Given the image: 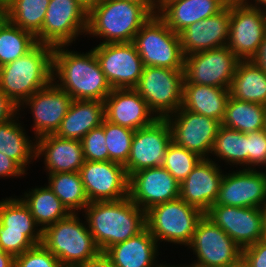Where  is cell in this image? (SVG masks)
<instances>
[{
	"instance_id": "1",
	"label": "cell",
	"mask_w": 266,
	"mask_h": 267,
	"mask_svg": "<svg viewBox=\"0 0 266 267\" xmlns=\"http://www.w3.org/2000/svg\"><path fill=\"white\" fill-rule=\"evenodd\" d=\"M65 48V45L53 48V82L73 100L104 102L113 88L103 73L93 49L83 54Z\"/></svg>"
},
{
	"instance_id": "2",
	"label": "cell",
	"mask_w": 266,
	"mask_h": 267,
	"mask_svg": "<svg viewBox=\"0 0 266 267\" xmlns=\"http://www.w3.org/2000/svg\"><path fill=\"white\" fill-rule=\"evenodd\" d=\"M90 233L101 252L137 235L145 227V211L130 198L90 202L84 209Z\"/></svg>"
},
{
	"instance_id": "3",
	"label": "cell",
	"mask_w": 266,
	"mask_h": 267,
	"mask_svg": "<svg viewBox=\"0 0 266 267\" xmlns=\"http://www.w3.org/2000/svg\"><path fill=\"white\" fill-rule=\"evenodd\" d=\"M53 48L38 43L24 56L0 67V89L18 107L53 81Z\"/></svg>"
},
{
	"instance_id": "4",
	"label": "cell",
	"mask_w": 266,
	"mask_h": 267,
	"mask_svg": "<svg viewBox=\"0 0 266 267\" xmlns=\"http://www.w3.org/2000/svg\"><path fill=\"white\" fill-rule=\"evenodd\" d=\"M152 16L140 5L124 0H101L88 11L86 34L104 39L100 44L133 42Z\"/></svg>"
},
{
	"instance_id": "5",
	"label": "cell",
	"mask_w": 266,
	"mask_h": 267,
	"mask_svg": "<svg viewBox=\"0 0 266 267\" xmlns=\"http://www.w3.org/2000/svg\"><path fill=\"white\" fill-rule=\"evenodd\" d=\"M70 213L66 218L46 227L42 232V243L63 267L77 265L94 258L101 251L93 235L77 215Z\"/></svg>"
},
{
	"instance_id": "6",
	"label": "cell",
	"mask_w": 266,
	"mask_h": 267,
	"mask_svg": "<svg viewBox=\"0 0 266 267\" xmlns=\"http://www.w3.org/2000/svg\"><path fill=\"white\" fill-rule=\"evenodd\" d=\"M204 213L180 197L159 203L145 212L146 228L154 239L188 246Z\"/></svg>"
},
{
	"instance_id": "7",
	"label": "cell",
	"mask_w": 266,
	"mask_h": 267,
	"mask_svg": "<svg viewBox=\"0 0 266 267\" xmlns=\"http://www.w3.org/2000/svg\"><path fill=\"white\" fill-rule=\"evenodd\" d=\"M133 43L143 66L184 70V55L178 33L158 16H152L138 31Z\"/></svg>"
},
{
	"instance_id": "8",
	"label": "cell",
	"mask_w": 266,
	"mask_h": 267,
	"mask_svg": "<svg viewBox=\"0 0 266 267\" xmlns=\"http://www.w3.org/2000/svg\"><path fill=\"white\" fill-rule=\"evenodd\" d=\"M184 70L144 66L134 89L158 119H165L182 107Z\"/></svg>"
},
{
	"instance_id": "9",
	"label": "cell",
	"mask_w": 266,
	"mask_h": 267,
	"mask_svg": "<svg viewBox=\"0 0 266 267\" xmlns=\"http://www.w3.org/2000/svg\"><path fill=\"white\" fill-rule=\"evenodd\" d=\"M87 16L88 11L76 0H50L36 40L53 47H68L79 34L86 35Z\"/></svg>"
},
{
	"instance_id": "10",
	"label": "cell",
	"mask_w": 266,
	"mask_h": 267,
	"mask_svg": "<svg viewBox=\"0 0 266 267\" xmlns=\"http://www.w3.org/2000/svg\"><path fill=\"white\" fill-rule=\"evenodd\" d=\"M195 262L208 267H234L242 262V249L204 214L188 245Z\"/></svg>"
},
{
	"instance_id": "11",
	"label": "cell",
	"mask_w": 266,
	"mask_h": 267,
	"mask_svg": "<svg viewBox=\"0 0 266 267\" xmlns=\"http://www.w3.org/2000/svg\"><path fill=\"white\" fill-rule=\"evenodd\" d=\"M240 60L228 46L184 57V81L191 84L230 88Z\"/></svg>"
},
{
	"instance_id": "12",
	"label": "cell",
	"mask_w": 266,
	"mask_h": 267,
	"mask_svg": "<svg viewBox=\"0 0 266 267\" xmlns=\"http://www.w3.org/2000/svg\"><path fill=\"white\" fill-rule=\"evenodd\" d=\"M266 34V11L241 3H230L227 46L240 61L255 56Z\"/></svg>"
},
{
	"instance_id": "13",
	"label": "cell",
	"mask_w": 266,
	"mask_h": 267,
	"mask_svg": "<svg viewBox=\"0 0 266 267\" xmlns=\"http://www.w3.org/2000/svg\"><path fill=\"white\" fill-rule=\"evenodd\" d=\"M165 119L169 123L172 141L175 144L196 153L203 159H209V153L212 151L221 125L218 120L182 107Z\"/></svg>"
},
{
	"instance_id": "14",
	"label": "cell",
	"mask_w": 266,
	"mask_h": 267,
	"mask_svg": "<svg viewBox=\"0 0 266 267\" xmlns=\"http://www.w3.org/2000/svg\"><path fill=\"white\" fill-rule=\"evenodd\" d=\"M93 51L113 89L137 85L144 66L133 42L99 44Z\"/></svg>"
},
{
	"instance_id": "15",
	"label": "cell",
	"mask_w": 266,
	"mask_h": 267,
	"mask_svg": "<svg viewBox=\"0 0 266 267\" xmlns=\"http://www.w3.org/2000/svg\"><path fill=\"white\" fill-rule=\"evenodd\" d=\"M204 214L241 249L265 238L262 208L213 204Z\"/></svg>"
},
{
	"instance_id": "16",
	"label": "cell",
	"mask_w": 266,
	"mask_h": 267,
	"mask_svg": "<svg viewBox=\"0 0 266 267\" xmlns=\"http://www.w3.org/2000/svg\"><path fill=\"white\" fill-rule=\"evenodd\" d=\"M79 172L89 202L128 197L129 178L124 165L113 161L85 160Z\"/></svg>"
},
{
	"instance_id": "17",
	"label": "cell",
	"mask_w": 266,
	"mask_h": 267,
	"mask_svg": "<svg viewBox=\"0 0 266 267\" xmlns=\"http://www.w3.org/2000/svg\"><path fill=\"white\" fill-rule=\"evenodd\" d=\"M171 141V129L166 119H157L150 126L135 130L129 158L124 165L128 178L140 170L162 166Z\"/></svg>"
},
{
	"instance_id": "18",
	"label": "cell",
	"mask_w": 266,
	"mask_h": 267,
	"mask_svg": "<svg viewBox=\"0 0 266 267\" xmlns=\"http://www.w3.org/2000/svg\"><path fill=\"white\" fill-rule=\"evenodd\" d=\"M128 196L145 212L180 197V183L162 166L140 170L129 177Z\"/></svg>"
},
{
	"instance_id": "19",
	"label": "cell",
	"mask_w": 266,
	"mask_h": 267,
	"mask_svg": "<svg viewBox=\"0 0 266 267\" xmlns=\"http://www.w3.org/2000/svg\"><path fill=\"white\" fill-rule=\"evenodd\" d=\"M72 101L71 96L52 81L28 98L19 107V111L24 105L25 108L29 106L34 119L35 139H38L56 133Z\"/></svg>"
},
{
	"instance_id": "20",
	"label": "cell",
	"mask_w": 266,
	"mask_h": 267,
	"mask_svg": "<svg viewBox=\"0 0 266 267\" xmlns=\"http://www.w3.org/2000/svg\"><path fill=\"white\" fill-rule=\"evenodd\" d=\"M214 204L262 208L266 204V173L246 168L226 173Z\"/></svg>"
},
{
	"instance_id": "21",
	"label": "cell",
	"mask_w": 266,
	"mask_h": 267,
	"mask_svg": "<svg viewBox=\"0 0 266 267\" xmlns=\"http://www.w3.org/2000/svg\"><path fill=\"white\" fill-rule=\"evenodd\" d=\"M104 104L106 120L132 130L148 127L158 119L134 88L113 89Z\"/></svg>"
},
{
	"instance_id": "22",
	"label": "cell",
	"mask_w": 266,
	"mask_h": 267,
	"mask_svg": "<svg viewBox=\"0 0 266 267\" xmlns=\"http://www.w3.org/2000/svg\"><path fill=\"white\" fill-rule=\"evenodd\" d=\"M220 167L210 158L202 159L180 183V198L205 213L218 197L224 175Z\"/></svg>"
},
{
	"instance_id": "23",
	"label": "cell",
	"mask_w": 266,
	"mask_h": 267,
	"mask_svg": "<svg viewBox=\"0 0 266 267\" xmlns=\"http://www.w3.org/2000/svg\"><path fill=\"white\" fill-rule=\"evenodd\" d=\"M230 3L220 13L193 23L179 33L184 56L227 45Z\"/></svg>"
},
{
	"instance_id": "24",
	"label": "cell",
	"mask_w": 266,
	"mask_h": 267,
	"mask_svg": "<svg viewBox=\"0 0 266 267\" xmlns=\"http://www.w3.org/2000/svg\"><path fill=\"white\" fill-rule=\"evenodd\" d=\"M36 142V158L44 155L48 174L79 172L85 163L80 140L64 139L49 134L39 137Z\"/></svg>"
},
{
	"instance_id": "25",
	"label": "cell",
	"mask_w": 266,
	"mask_h": 267,
	"mask_svg": "<svg viewBox=\"0 0 266 267\" xmlns=\"http://www.w3.org/2000/svg\"><path fill=\"white\" fill-rule=\"evenodd\" d=\"M158 246V242L145 227L137 235L108 248L105 254L116 267H163L165 264L156 261Z\"/></svg>"
},
{
	"instance_id": "26",
	"label": "cell",
	"mask_w": 266,
	"mask_h": 267,
	"mask_svg": "<svg viewBox=\"0 0 266 267\" xmlns=\"http://www.w3.org/2000/svg\"><path fill=\"white\" fill-rule=\"evenodd\" d=\"M228 4L227 0H175L167 4L158 16L179 34L189 25L220 13Z\"/></svg>"
},
{
	"instance_id": "27",
	"label": "cell",
	"mask_w": 266,
	"mask_h": 267,
	"mask_svg": "<svg viewBox=\"0 0 266 267\" xmlns=\"http://www.w3.org/2000/svg\"><path fill=\"white\" fill-rule=\"evenodd\" d=\"M105 104L98 100H73L55 135L81 140L92 129L102 125Z\"/></svg>"
},
{
	"instance_id": "28",
	"label": "cell",
	"mask_w": 266,
	"mask_h": 267,
	"mask_svg": "<svg viewBox=\"0 0 266 267\" xmlns=\"http://www.w3.org/2000/svg\"><path fill=\"white\" fill-rule=\"evenodd\" d=\"M230 90L183 82L182 108L222 123Z\"/></svg>"
},
{
	"instance_id": "29",
	"label": "cell",
	"mask_w": 266,
	"mask_h": 267,
	"mask_svg": "<svg viewBox=\"0 0 266 267\" xmlns=\"http://www.w3.org/2000/svg\"><path fill=\"white\" fill-rule=\"evenodd\" d=\"M229 90L237 100L266 106V73L251 60L239 61Z\"/></svg>"
},
{
	"instance_id": "30",
	"label": "cell",
	"mask_w": 266,
	"mask_h": 267,
	"mask_svg": "<svg viewBox=\"0 0 266 267\" xmlns=\"http://www.w3.org/2000/svg\"><path fill=\"white\" fill-rule=\"evenodd\" d=\"M0 225L3 226V232L21 233L34 245L42 243L43 231L21 198L10 197L0 201Z\"/></svg>"
},
{
	"instance_id": "31",
	"label": "cell",
	"mask_w": 266,
	"mask_h": 267,
	"mask_svg": "<svg viewBox=\"0 0 266 267\" xmlns=\"http://www.w3.org/2000/svg\"><path fill=\"white\" fill-rule=\"evenodd\" d=\"M20 198L29 207L36 224L41 226L42 231L70 214L48 185L33 188L31 192H25L24 197Z\"/></svg>"
},
{
	"instance_id": "32",
	"label": "cell",
	"mask_w": 266,
	"mask_h": 267,
	"mask_svg": "<svg viewBox=\"0 0 266 267\" xmlns=\"http://www.w3.org/2000/svg\"><path fill=\"white\" fill-rule=\"evenodd\" d=\"M17 115L0 124V152L13 159L25 172L36 158V142L29 140L26 130L15 120ZM26 134V135H25ZM29 163V164H28Z\"/></svg>"
},
{
	"instance_id": "33",
	"label": "cell",
	"mask_w": 266,
	"mask_h": 267,
	"mask_svg": "<svg viewBox=\"0 0 266 267\" xmlns=\"http://www.w3.org/2000/svg\"><path fill=\"white\" fill-rule=\"evenodd\" d=\"M265 108L266 106L260 103L240 101L230 96L221 125L242 133L263 130Z\"/></svg>"
},
{
	"instance_id": "34",
	"label": "cell",
	"mask_w": 266,
	"mask_h": 267,
	"mask_svg": "<svg viewBox=\"0 0 266 267\" xmlns=\"http://www.w3.org/2000/svg\"><path fill=\"white\" fill-rule=\"evenodd\" d=\"M48 176V186L70 213L84 210L90 203L80 172H61L48 174Z\"/></svg>"
},
{
	"instance_id": "35",
	"label": "cell",
	"mask_w": 266,
	"mask_h": 267,
	"mask_svg": "<svg viewBox=\"0 0 266 267\" xmlns=\"http://www.w3.org/2000/svg\"><path fill=\"white\" fill-rule=\"evenodd\" d=\"M50 0H7L8 21L36 35L41 29Z\"/></svg>"
},
{
	"instance_id": "36",
	"label": "cell",
	"mask_w": 266,
	"mask_h": 267,
	"mask_svg": "<svg viewBox=\"0 0 266 267\" xmlns=\"http://www.w3.org/2000/svg\"><path fill=\"white\" fill-rule=\"evenodd\" d=\"M37 44L33 33L7 21L0 29V67L24 56Z\"/></svg>"
},
{
	"instance_id": "37",
	"label": "cell",
	"mask_w": 266,
	"mask_h": 267,
	"mask_svg": "<svg viewBox=\"0 0 266 267\" xmlns=\"http://www.w3.org/2000/svg\"><path fill=\"white\" fill-rule=\"evenodd\" d=\"M211 154L228 164L246 166L247 169V133L220 125Z\"/></svg>"
},
{
	"instance_id": "38",
	"label": "cell",
	"mask_w": 266,
	"mask_h": 267,
	"mask_svg": "<svg viewBox=\"0 0 266 267\" xmlns=\"http://www.w3.org/2000/svg\"><path fill=\"white\" fill-rule=\"evenodd\" d=\"M104 129L109 161L125 165L128 161L135 130L113 124L104 119Z\"/></svg>"
},
{
	"instance_id": "39",
	"label": "cell",
	"mask_w": 266,
	"mask_h": 267,
	"mask_svg": "<svg viewBox=\"0 0 266 267\" xmlns=\"http://www.w3.org/2000/svg\"><path fill=\"white\" fill-rule=\"evenodd\" d=\"M202 159L196 153L171 141L167 147L162 167L181 183Z\"/></svg>"
},
{
	"instance_id": "40",
	"label": "cell",
	"mask_w": 266,
	"mask_h": 267,
	"mask_svg": "<svg viewBox=\"0 0 266 267\" xmlns=\"http://www.w3.org/2000/svg\"><path fill=\"white\" fill-rule=\"evenodd\" d=\"M15 267H63L60 261L43 245L32 248L15 257Z\"/></svg>"
},
{
	"instance_id": "41",
	"label": "cell",
	"mask_w": 266,
	"mask_h": 267,
	"mask_svg": "<svg viewBox=\"0 0 266 267\" xmlns=\"http://www.w3.org/2000/svg\"><path fill=\"white\" fill-rule=\"evenodd\" d=\"M84 158L87 161H109L104 129L100 125L92 129L81 140Z\"/></svg>"
},
{
	"instance_id": "42",
	"label": "cell",
	"mask_w": 266,
	"mask_h": 267,
	"mask_svg": "<svg viewBox=\"0 0 266 267\" xmlns=\"http://www.w3.org/2000/svg\"><path fill=\"white\" fill-rule=\"evenodd\" d=\"M266 165V132L263 130L247 133V169ZM254 168H253V167Z\"/></svg>"
},
{
	"instance_id": "43",
	"label": "cell",
	"mask_w": 266,
	"mask_h": 267,
	"mask_svg": "<svg viewBox=\"0 0 266 267\" xmlns=\"http://www.w3.org/2000/svg\"><path fill=\"white\" fill-rule=\"evenodd\" d=\"M34 244L23 234L14 232H3L0 225V249L12 254L14 257L32 248Z\"/></svg>"
},
{
	"instance_id": "44",
	"label": "cell",
	"mask_w": 266,
	"mask_h": 267,
	"mask_svg": "<svg viewBox=\"0 0 266 267\" xmlns=\"http://www.w3.org/2000/svg\"><path fill=\"white\" fill-rule=\"evenodd\" d=\"M242 263L246 267H266V238L242 249Z\"/></svg>"
},
{
	"instance_id": "45",
	"label": "cell",
	"mask_w": 266,
	"mask_h": 267,
	"mask_svg": "<svg viewBox=\"0 0 266 267\" xmlns=\"http://www.w3.org/2000/svg\"><path fill=\"white\" fill-rule=\"evenodd\" d=\"M19 107L0 89V124L13 119Z\"/></svg>"
},
{
	"instance_id": "46",
	"label": "cell",
	"mask_w": 266,
	"mask_h": 267,
	"mask_svg": "<svg viewBox=\"0 0 266 267\" xmlns=\"http://www.w3.org/2000/svg\"><path fill=\"white\" fill-rule=\"evenodd\" d=\"M25 171L11 158L0 152V177H19Z\"/></svg>"
},
{
	"instance_id": "47",
	"label": "cell",
	"mask_w": 266,
	"mask_h": 267,
	"mask_svg": "<svg viewBox=\"0 0 266 267\" xmlns=\"http://www.w3.org/2000/svg\"><path fill=\"white\" fill-rule=\"evenodd\" d=\"M76 267H116L112 260L105 254L100 252L94 258L87 260L84 263L77 265Z\"/></svg>"
},
{
	"instance_id": "48",
	"label": "cell",
	"mask_w": 266,
	"mask_h": 267,
	"mask_svg": "<svg viewBox=\"0 0 266 267\" xmlns=\"http://www.w3.org/2000/svg\"><path fill=\"white\" fill-rule=\"evenodd\" d=\"M266 73V34L259 45L258 51L251 60Z\"/></svg>"
},
{
	"instance_id": "49",
	"label": "cell",
	"mask_w": 266,
	"mask_h": 267,
	"mask_svg": "<svg viewBox=\"0 0 266 267\" xmlns=\"http://www.w3.org/2000/svg\"><path fill=\"white\" fill-rule=\"evenodd\" d=\"M142 6L151 16L156 15V1L155 0H124Z\"/></svg>"
},
{
	"instance_id": "50",
	"label": "cell",
	"mask_w": 266,
	"mask_h": 267,
	"mask_svg": "<svg viewBox=\"0 0 266 267\" xmlns=\"http://www.w3.org/2000/svg\"><path fill=\"white\" fill-rule=\"evenodd\" d=\"M0 267H15V257L0 249Z\"/></svg>"
},
{
	"instance_id": "51",
	"label": "cell",
	"mask_w": 266,
	"mask_h": 267,
	"mask_svg": "<svg viewBox=\"0 0 266 267\" xmlns=\"http://www.w3.org/2000/svg\"><path fill=\"white\" fill-rule=\"evenodd\" d=\"M83 8L89 11L96 4H98L101 0H76Z\"/></svg>"
},
{
	"instance_id": "52",
	"label": "cell",
	"mask_w": 266,
	"mask_h": 267,
	"mask_svg": "<svg viewBox=\"0 0 266 267\" xmlns=\"http://www.w3.org/2000/svg\"><path fill=\"white\" fill-rule=\"evenodd\" d=\"M253 2H255L253 4ZM253 2H250L248 0H245L243 3L249 7L258 8L261 9V7L266 11V0H254ZM252 3V4H251ZM260 4V5H259ZM262 5V6H261ZM261 6V7H260Z\"/></svg>"
},
{
	"instance_id": "53",
	"label": "cell",
	"mask_w": 266,
	"mask_h": 267,
	"mask_svg": "<svg viewBox=\"0 0 266 267\" xmlns=\"http://www.w3.org/2000/svg\"><path fill=\"white\" fill-rule=\"evenodd\" d=\"M156 1V15L169 3L175 0H155Z\"/></svg>"
},
{
	"instance_id": "54",
	"label": "cell",
	"mask_w": 266,
	"mask_h": 267,
	"mask_svg": "<svg viewBox=\"0 0 266 267\" xmlns=\"http://www.w3.org/2000/svg\"><path fill=\"white\" fill-rule=\"evenodd\" d=\"M8 21L7 10H0V29Z\"/></svg>"
},
{
	"instance_id": "55",
	"label": "cell",
	"mask_w": 266,
	"mask_h": 267,
	"mask_svg": "<svg viewBox=\"0 0 266 267\" xmlns=\"http://www.w3.org/2000/svg\"><path fill=\"white\" fill-rule=\"evenodd\" d=\"M263 212V222H264V235L266 238V204L262 207Z\"/></svg>"
},
{
	"instance_id": "56",
	"label": "cell",
	"mask_w": 266,
	"mask_h": 267,
	"mask_svg": "<svg viewBox=\"0 0 266 267\" xmlns=\"http://www.w3.org/2000/svg\"><path fill=\"white\" fill-rule=\"evenodd\" d=\"M171 267H208V266H205V265H202V264H199V263H197V262H195V260H194V262L192 263V264H190V265H186V266H175V265H171Z\"/></svg>"
},
{
	"instance_id": "57",
	"label": "cell",
	"mask_w": 266,
	"mask_h": 267,
	"mask_svg": "<svg viewBox=\"0 0 266 267\" xmlns=\"http://www.w3.org/2000/svg\"><path fill=\"white\" fill-rule=\"evenodd\" d=\"M6 1L7 0H0V10H7Z\"/></svg>"
},
{
	"instance_id": "58",
	"label": "cell",
	"mask_w": 266,
	"mask_h": 267,
	"mask_svg": "<svg viewBox=\"0 0 266 267\" xmlns=\"http://www.w3.org/2000/svg\"><path fill=\"white\" fill-rule=\"evenodd\" d=\"M229 3H241L244 2L245 0H227Z\"/></svg>"
},
{
	"instance_id": "59",
	"label": "cell",
	"mask_w": 266,
	"mask_h": 267,
	"mask_svg": "<svg viewBox=\"0 0 266 267\" xmlns=\"http://www.w3.org/2000/svg\"><path fill=\"white\" fill-rule=\"evenodd\" d=\"M234 267H246V266L241 262V263H239L238 265H236Z\"/></svg>"
},
{
	"instance_id": "60",
	"label": "cell",
	"mask_w": 266,
	"mask_h": 267,
	"mask_svg": "<svg viewBox=\"0 0 266 267\" xmlns=\"http://www.w3.org/2000/svg\"><path fill=\"white\" fill-rule=\"evenodd\" d=\"M264 131L266 132V108H265V125H264Z\"/></svg>"
},
{
	"instance_id": "61",
	"label": "cell",
	"mask_w": 266,
	"mask_h": 267,
	"mask_svg": "<svg viewBox=\"0 0 266 267\" xmlns=\"http://www.w3.org/2000/svg\"><path fill=\"white\" fill-rule=\"evenodd\" d=\"M163 267H171L170 265H167V263Z\"/></svg>"
}]
</instances>
